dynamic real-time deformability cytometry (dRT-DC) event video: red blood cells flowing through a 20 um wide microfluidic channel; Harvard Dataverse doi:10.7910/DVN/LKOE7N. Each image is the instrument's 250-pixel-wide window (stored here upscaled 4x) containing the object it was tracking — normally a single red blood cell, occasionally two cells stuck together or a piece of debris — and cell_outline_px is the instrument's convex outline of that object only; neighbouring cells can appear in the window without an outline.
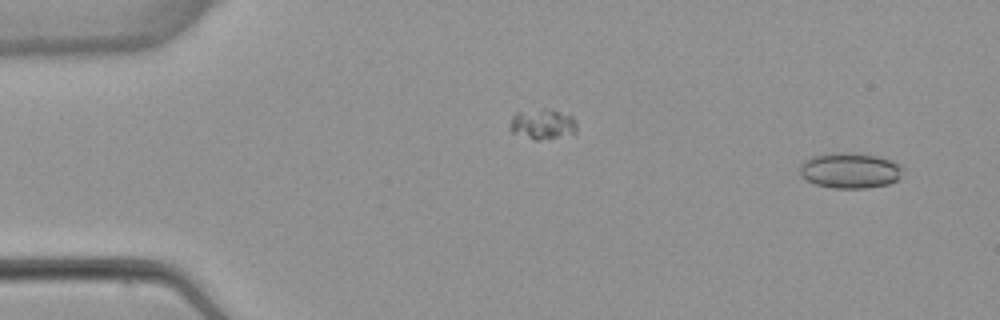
{"species": "common noctule bat (a hibernating species)", "species_latin": "Nyctalus noctula", "temperature_condition": "warm", "stored_images_in_passage": 4, "camera_frame_rate_fps": 3000, "um_per_image_px": 0.085, "animal": {"sex": "female", "body_mass_g": 22.7, "forearm_length_mm": 54.2}, "frame": {"image": 1, "passage_image": 1, "time_ms": 0.0, "image_size_px": [1000, 320], "cell_outline_px": [[900, 176], [896, 180], [888, 184], [868, 188], [832, 188], [816, 184], [800, 176], [800, 164], [804, 160], [812, 156], [832, 152], [844, 152], [876, 156], [892, 160], [900, 164]], "centroid_in_image_um": [72.2, 14.49], "position_along_channel_um": 12.8, "area_um2": 21.27}}
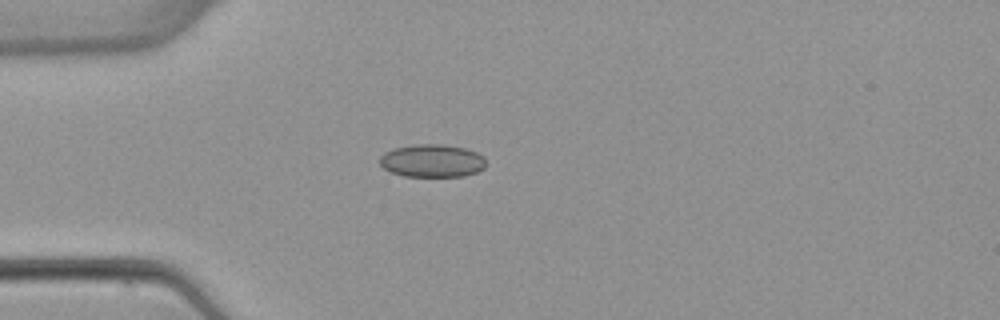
{"frame": {"image": 2, "passage_image": 4, "time_ms": 3.667, "image_size_px": [1000, 320], "cell_outline_px": [[484, 168], [476, 172], [464, 176], [404, 176], [392, 172], [384, 168], [380, 164], [380, 156], [384, 152], [392, 148], [416, 144], [444, 144], [464, 148], [476, 152], [484, 156]], "centroid_in_image_um": [36.71, 13.65], "position_along_channel_um": 48.3, "area_um2": 20.35}}